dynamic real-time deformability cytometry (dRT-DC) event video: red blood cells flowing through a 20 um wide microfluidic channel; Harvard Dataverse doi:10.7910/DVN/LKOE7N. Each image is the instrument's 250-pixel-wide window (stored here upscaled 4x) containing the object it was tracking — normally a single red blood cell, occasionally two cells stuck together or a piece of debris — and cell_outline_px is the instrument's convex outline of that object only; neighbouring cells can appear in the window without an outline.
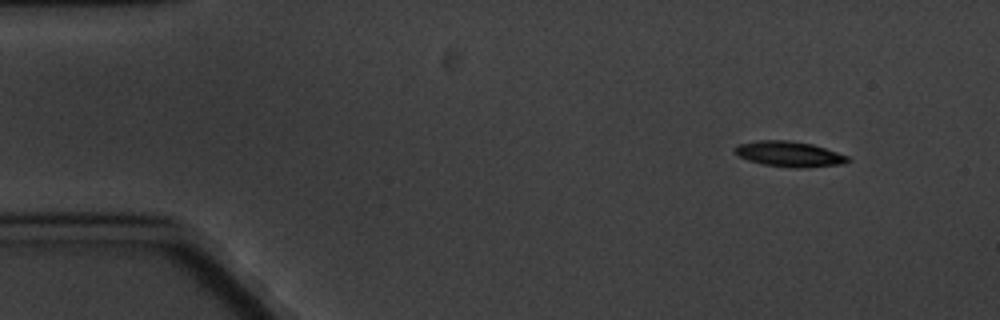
{"species": "common noctule bat (a hibernating species)", "species_latin": "Nyctalus noctula", "temperature_condition": "cold", "stored_images_in_passage": 4, "camera_frame_rate_fps": 3000, "um_per_image_px": 0.085, "animal": {"sex": "male", "body_mass_g": 20.1, "forearm_length_mm": 53.5}, "frame": {"image": 1, "passage_image": 1, "time_ms": 0.0, "image_size_px": [1000, 320], "cell_outline_px": [[852, 160], [844, 164], [804, 168], [792, 168], [764, 164], [748, 160], [740, 156], [732, 148], [736, 144], [756, 140], [788, 140], [812, 144], [848, 156]], "centroid_in_image_um": [67.08, 13.09], "position_along_channel_um": 17.9, "area_um2": 16.82}}
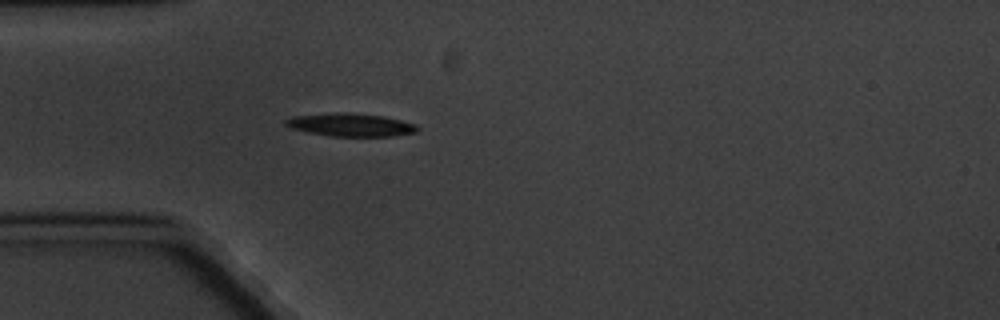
{"frame": {"image": 2, "passage_image": 4, "time_ms": 3.667, "image_size_px": [1000, 320], "cell_outline_px": [[420, 128], [416, 132], [392, 136], [332, 136], [308, 132], [292, 128], [284, 124], [284, 120], [292, 116], [336, 112], [348, 112], [384, 116], [416, 124]], "centroid_in_image_um": [29.8, 10.6], "position_along_channel_um": 55.2, "area_um2": 17.69}}